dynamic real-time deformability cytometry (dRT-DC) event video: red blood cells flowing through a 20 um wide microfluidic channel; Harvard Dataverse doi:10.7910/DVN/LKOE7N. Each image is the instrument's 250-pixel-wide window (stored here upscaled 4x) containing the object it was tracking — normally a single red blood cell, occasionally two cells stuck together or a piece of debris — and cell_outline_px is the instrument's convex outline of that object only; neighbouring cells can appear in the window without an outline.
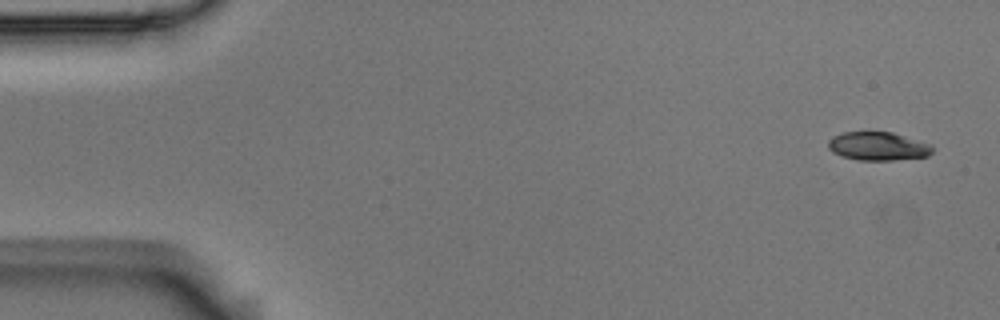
{"species": "Egyptian fruit bat (a non-hibernating species)", "species_latin": "Rousettus aegyptiacus", "temperature_condition": "room temperature", "stored_images_in_passage": 5, "camera_frame_rate_fps": 3000, "um_per_image_px": 0.085, "animal": {"sex": "male"}, "frame": {"image": 1, "passage_image": 1, "time_ms": 0.0, "image_size_px": [1000, 320], "cell_outline_px": [[932, 152], [928, 156], [892, 160], [860, 160], [844, 156], [832, 152], [828, 148], [828, 140], [832, 136], [844, 132], [892, 132], [932, 144]], "centroid_in_image_um": [74.63, 12.42], "position_along_channel_um": 10.4, "area_um2": 17.22}}
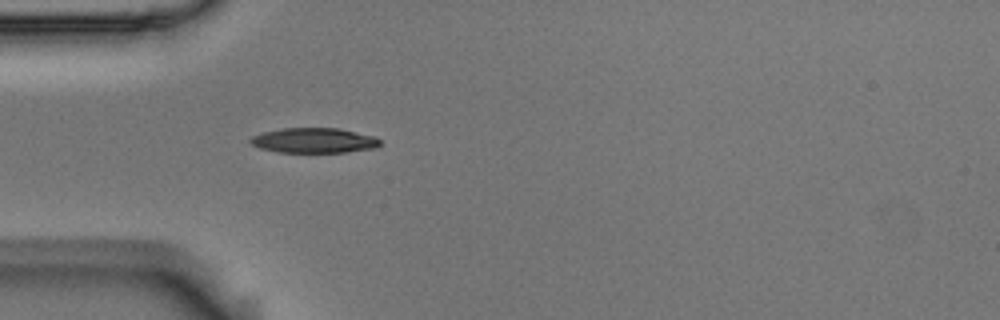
{"frame": {"image": 2, "passage_image": 5, "time_ms": 1.333, "image_size_px": [1000, 320], "cell_outline_px": [[380, 144], [376, 148], [348, 152], [280, 152], [260, 148], [252, 144], [248, 140], [252, 136], [264, 132], [284, 128], [340, 128], [376, 136], [380, 140]], "centroid_in_image_um": [26.73, 11.93], "position_along_channel_um": 58.3, "area_um2": 18.96}}